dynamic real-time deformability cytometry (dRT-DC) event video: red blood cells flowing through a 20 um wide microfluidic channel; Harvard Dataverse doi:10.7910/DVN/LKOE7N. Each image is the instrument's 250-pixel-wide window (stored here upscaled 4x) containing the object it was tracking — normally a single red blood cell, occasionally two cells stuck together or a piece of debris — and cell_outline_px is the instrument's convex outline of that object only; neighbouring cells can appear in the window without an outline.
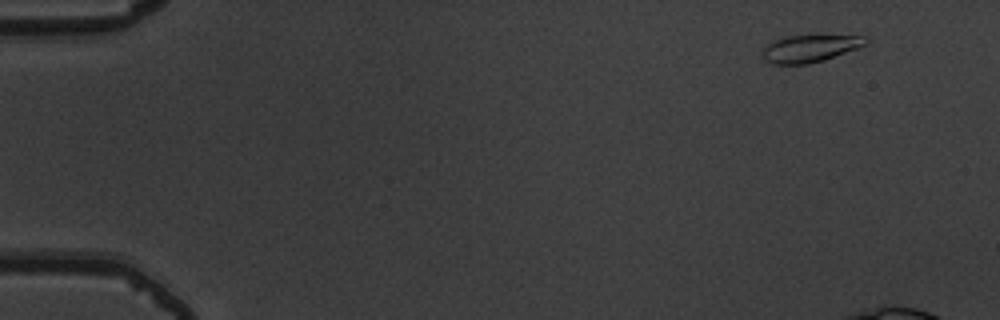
{"species": "common noctule bat (a hibernating species)", "species_latin": "Nyctalus noctula", "temperature_condition": "warm", "stored_images_in_passage": 13, "camera_frame_rate_fps": 3000, "um_per_image_px": 0.085, "animal": {"sex": "male", "body_mass_g": 19.5, "forearm_length_mm": 54.6}, "frame": {"image": 1, "passage_image": 3, "time_ms": 0.667, "image_size_px": [1000, 320], "cell_outline_px": [[868, 44], [824, 60], [808, 64], [772, 64], [764, 60], [764, 48], [768, 44], [784, 36], [868, 36]], "centroid_in_image_um": [68.87, 4.13], "position_along_channel_um": 16.1, "area_um2": 16.13}}